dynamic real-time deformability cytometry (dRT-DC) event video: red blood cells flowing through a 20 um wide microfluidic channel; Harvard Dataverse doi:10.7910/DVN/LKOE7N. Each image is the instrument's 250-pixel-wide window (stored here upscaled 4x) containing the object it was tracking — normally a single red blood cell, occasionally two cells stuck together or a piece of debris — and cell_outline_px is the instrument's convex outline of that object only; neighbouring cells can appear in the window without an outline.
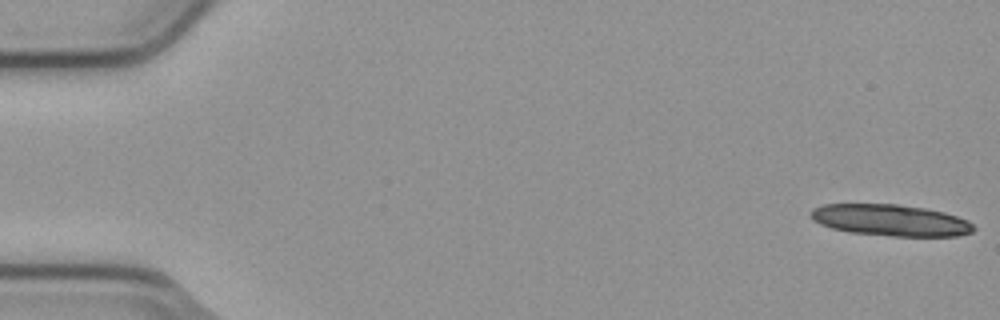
{"species": "common noctule bat (a hibernating species)", "species_latin": "Nyctalus noctula", "temperature_condition": "cold", "stored_images_in_passage": 10, "camera_frame_rate_fps": 3000, "um_per_image_px": 0.085, "animal": {"sex": "male", "body_mass_g": 23.1, "forearm_length_mm": 52.7}, "frame": {"image": 1, "passage_image": 1, "time_ms": 0.0, "image_size_px": [1000, 320], "cell_outline_px": [[976, 228], [972, 232], [956, 236], [892, 236], [848, 232], [832, 228], [820, 224], [812, 220], [808, 216], [808, 212], [812, 208], [824, 204], [896, 204], [924, 208], [944, 212], [968, 220]], "centroid_in_image_um": [75.64, 18.71], "position_along_channel_um": 9.4, "area_um2": 30.06}}
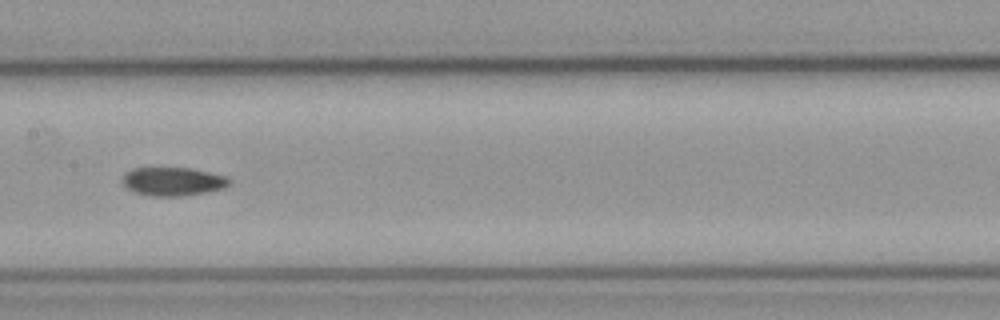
{"frame": {"image": 2, "passage_image": 8, "time_ms": 2.333, "image_size_px": [1000, 320], "cell_outline_px": [[228, 184], [224, 188], [204, 192], [180, 196], [152, 196], [136, 192], [128, 188], [124, 184], [124, 176], [132, 168], [192, 168], [224, 176], [228, 180]], "centroid_in_image_um": [14.69, 15.42], "position_along_channel_um": 192.7, "area_um2": 17.22}}
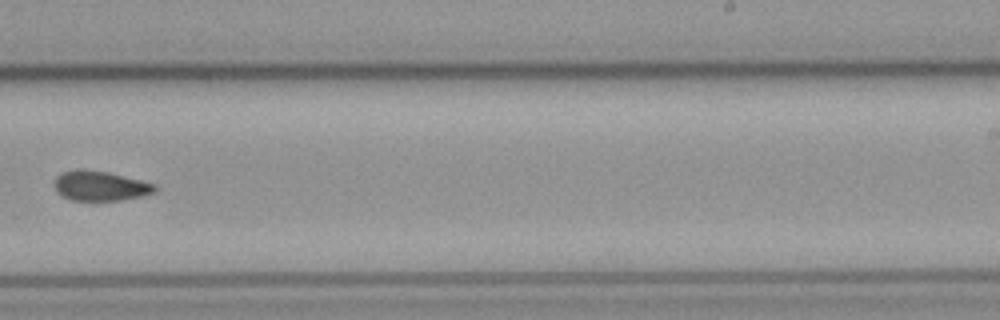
{"frame": {"image": 3, "passage_image": 10, "time_ms": 3.0, "image_size_px": [1000, 320], "cell_outline_px": [[156, 188], [152, 192], [140, 196], [120, 200], [72, 200], [56, 192], [56, 176], [64, 172], [108, 172], [140, 180], [152, 184]], "centroid_in_image_um": [8.53, 15.84], "position_along_channel_um": 280.5, "area_um2": 16.36}}